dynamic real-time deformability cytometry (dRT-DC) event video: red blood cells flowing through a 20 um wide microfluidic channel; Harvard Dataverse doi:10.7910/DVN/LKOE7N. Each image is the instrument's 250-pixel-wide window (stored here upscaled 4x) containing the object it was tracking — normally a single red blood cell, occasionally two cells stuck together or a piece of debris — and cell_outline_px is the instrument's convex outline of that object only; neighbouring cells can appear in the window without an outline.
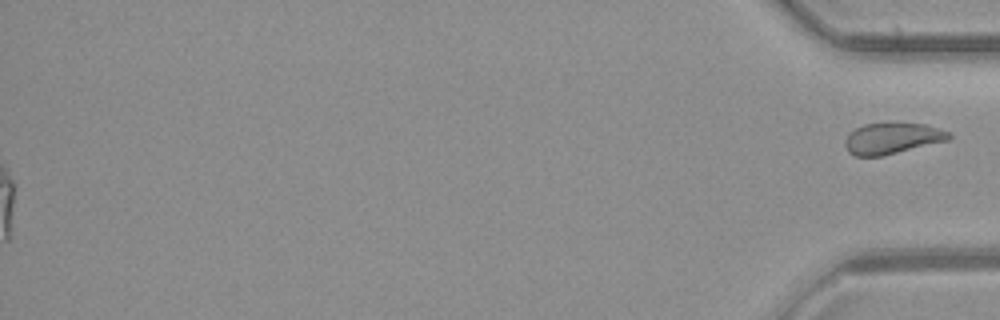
{"species": "common noctule bat (a hibernating species)", "species_latin": "Nyctalus noctula", "temperature_condition": "room temperature", "stored_images_in_passage": 43, "segment_of_instrument_passage": [2, 2], "camera_frame_rate_fps": 3000, "um_per_image_px": 0.085, "animal": {"sex": "female", "body_mass_g": 21.9}, "frame": {"image": 1, "passage_image": 43, "time_ms": 14.0, "image_size_px": [1000, 320], "cell_outline_px": [[952, 136], [948, 140], [880, 156], [856, 156], [848, 152], [844, 144], [844, 140], [856, 128], [864, 124], [896, 120], [924, 124], [948, 132]], "centroid_in_image_um": [75.81, 11.71], "position_along_channel_um": 359.4, "area_um2": 19.07}}